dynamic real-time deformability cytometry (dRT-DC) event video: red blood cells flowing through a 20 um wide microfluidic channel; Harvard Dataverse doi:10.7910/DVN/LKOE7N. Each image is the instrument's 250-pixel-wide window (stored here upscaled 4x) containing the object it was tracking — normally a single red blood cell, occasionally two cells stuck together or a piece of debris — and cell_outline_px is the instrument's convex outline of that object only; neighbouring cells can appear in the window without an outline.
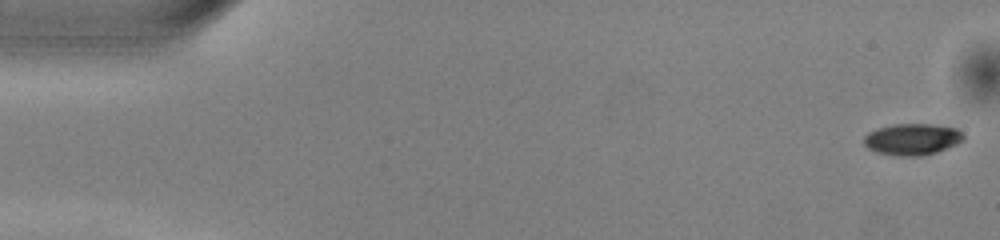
{"species": "common noctule bat (a hibernating species)", "species_latin": "Nyctalus noctula", "temperature_condition": "warm", "stored_images_in_passage": 30, "camera_frame_rate_fps": 3000, "um_per_image_px": 0.085, "animal": {"sex": "male", "body_mass_g": 13.0, "forearm_length_mm": 53.1}, "frame": {"image": 1, "passage_image": 1, "time_ms": 0.0, "image_size_px": [1000, 240], "cell_outline_px": [[964, 140], [956, 144], [936, 152], [920, 156], [896, 156], [876, 152], [868, 148], [864, 144], [864, 136], [868, 132], [892, 124], [928, 124], [956, 128], [964, 132]], "centroid_in_image_um": [77.54, 11.84], "position_along_channel_um": 7.5, "area_um2": 18.26}}
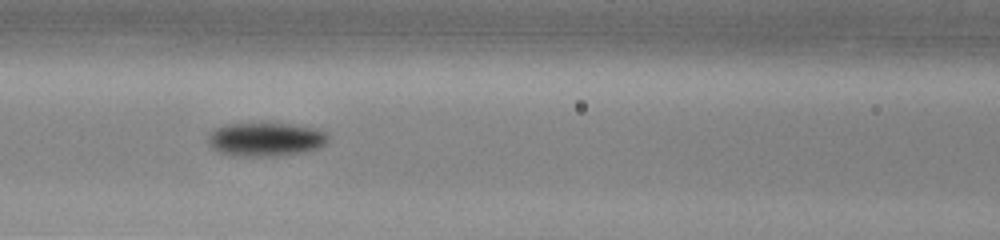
{"frame": {"image": 2, "passage_image": 22, "time_ms": 7.0, "image_size_px": [1000, 240], "cell_outline_px": [[328, 140], [324, 144], [316, 148], [300, 152], [276, 156], [232, 156], [220, 152], [212, 148], [208, 140], [208, 136], [216, 128], [228, 124], [288, 124], [312, 128], [324, 132], [328, 136]], "centroid_in_image_um": [22.54, 11.86], "position_along_channel_um": 144.1, "area_um2": 23.06}}
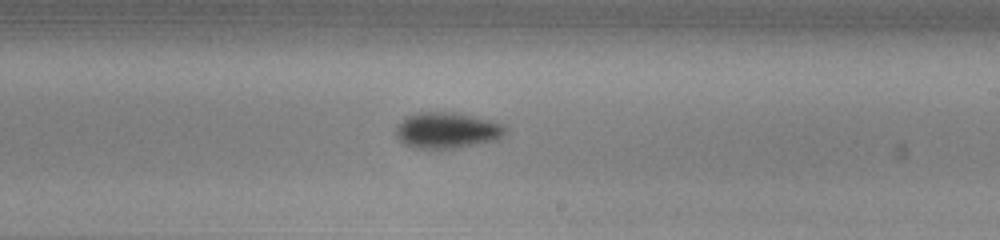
{"frame": {"image": 3, "passage_image": 30, "time_ms": 9.667, "image_size_px": [1000, 240], "cell_outline_px": [[504, 132], [496, 140], [456, 148], [412, 148], [404, 144], [396, 136], [396, 128], [408, 116], [416, 112], [452, 112], [472, 116], [488, 120], [500, 124], [504, 128]], "centroid_in_image_um": [37.94, 11.09], "position_along_channel_um": 251.1, "area_um2": 22.43}}